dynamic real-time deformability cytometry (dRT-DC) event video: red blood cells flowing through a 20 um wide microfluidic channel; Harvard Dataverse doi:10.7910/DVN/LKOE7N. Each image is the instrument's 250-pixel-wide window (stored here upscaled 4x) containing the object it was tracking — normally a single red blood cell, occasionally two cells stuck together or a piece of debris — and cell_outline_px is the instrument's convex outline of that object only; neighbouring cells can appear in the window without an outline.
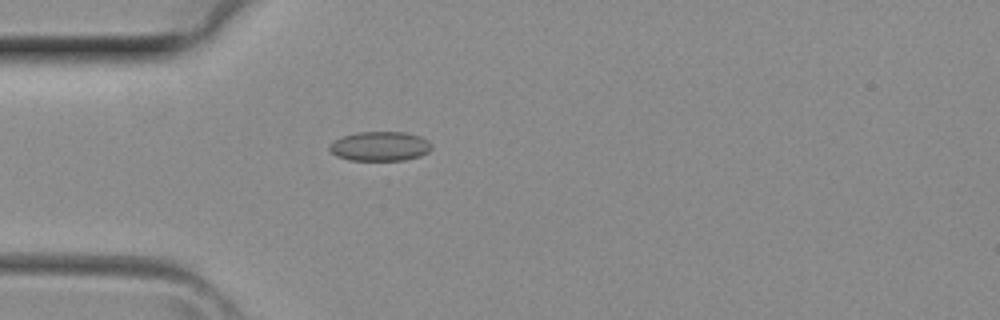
{"species": "common noctule bat (a hibernating species)", "species_latin": "Nyctalus noctula", "temperature_condition": "room temperature", "stored_images_in_passage": 38, "camera_frame_rate_fps": 3000, "um_per_image_px": 0.085, "animal": {"sex": "female", "body_mass_g": 29.2, "forearm_length_mm": 56.3}, "frame": {"image": 1, "passage_image": 10, "time_ms": 3.0, "image_size_px": [1000, 320], "cell_outline_px": [[432, 148], [428, 152], [420, 156], [404, 160], [348, 160], [336, 156], [328, 148], [328, 144], [344, 136], [356, 132], [404, 132], [420, 136], [428, 140], [432, 144]], "centroid_in_image_um": [32.31, 12.43], "position_along_channel_um": 52.7, "area_um2": 17.57}}
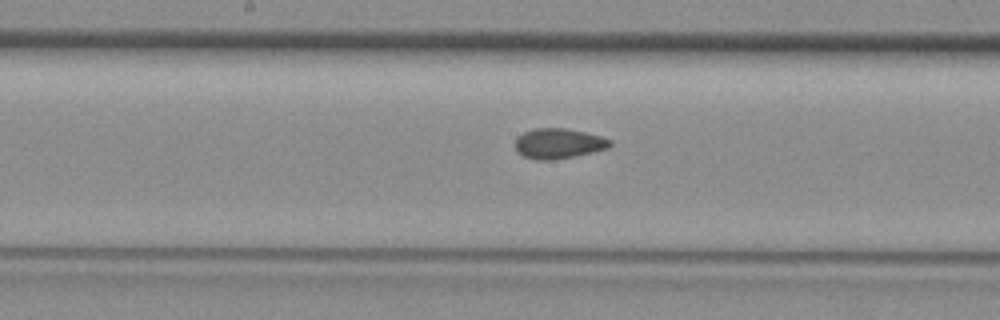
{"frame": {"image": 2, "passage_image": 19, "time_ms": 6.0, "image_size_px": [1000, 320], "cell_outline_px": [[612, 144], [608, 148], [592, 152], [552, 160], [536, 160], [524, 156], [516, 152], [516, 136], [532, 128], [564, 128], [584, 132], [600, 136], [612, 140]], "centroid_in_image_um": [47.44, 12.19], "position_along_channel_um": 200.8, "area_um2": 16.65}}
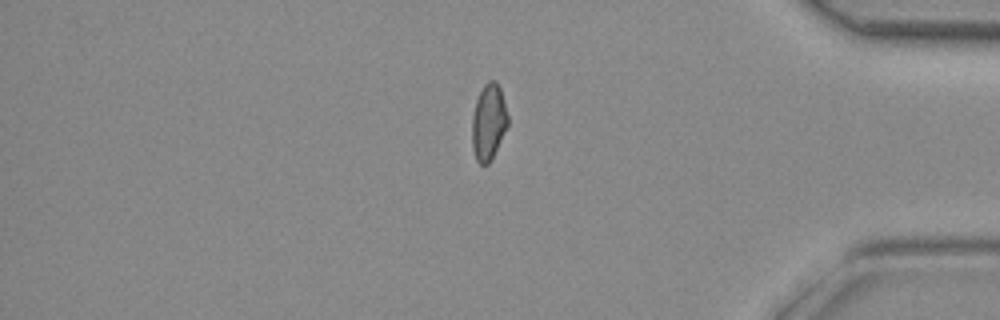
{"frame": {"image": 3, "passage_image": 32, "time_ms": 10.333, "image_size_px": [1000, 320], "cell_outline_px": [[508, 124], [488, 164], [484, 168], [476, 160], [472, 148], [472, 116], [476, 100], [484, 84], [488, 80], [496, 80], [500, 88], [508, 116]], "centroid_in_image_um": [41.5, 10.37], "position_along_channel_um": 393.7, "area_um2": 15.78}}